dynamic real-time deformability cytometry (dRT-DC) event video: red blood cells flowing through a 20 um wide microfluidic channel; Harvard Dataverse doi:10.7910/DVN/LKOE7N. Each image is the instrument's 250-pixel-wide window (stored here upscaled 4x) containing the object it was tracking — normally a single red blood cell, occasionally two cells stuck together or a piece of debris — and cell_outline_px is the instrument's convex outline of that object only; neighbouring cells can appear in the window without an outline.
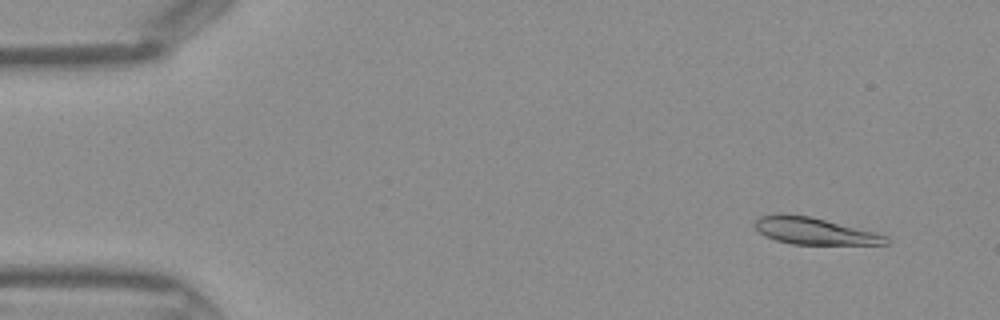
{"species": "Egyptian fruit bat (a non-hibernating species)", "species_latin": "Rousettus aegyptiacus", "temperature_condition": "warm", "stored_images_in_passage": 44, "camera_frame_rate_fps": 3000, "um_per_image_px": 0.085, "frame": {"image": 1, "passage_image": 4, "time_ms": 1.0, "image_size_px": [1000, 320], "cell_outline_px": [[888, 244], [792, 244], [776, 240], [764, 236], [752, 224], [760, 216], [776, 212], [788, 212], [808, 216], [888, 236]], "centroid_in_image_um": [69.1, 19.61], "position_along_channel_um": 15.9, "area_um2": 20.4}}
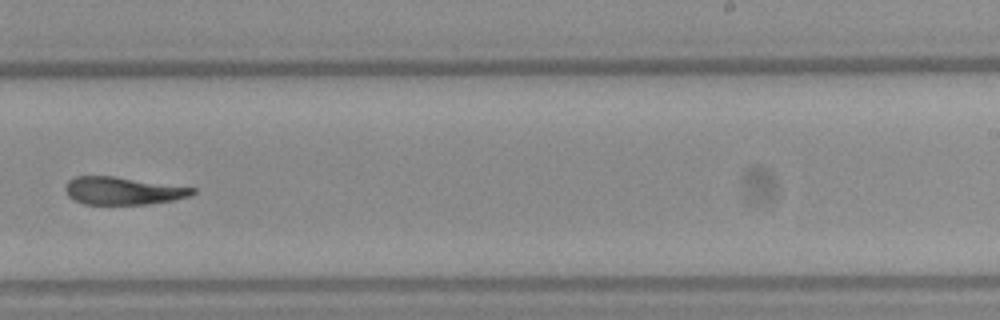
{"frame": {"image": 2, "passage_image": 28, "time_ms": 9.0, "image_size_px": [1000, 320], "cell_outline_px": [[196, 192], [192, 196], [172, 200], [148, 204], [84, 204], [68, 196], [64, 188], [68, 180], [76, 176], [112, 176], [196, 188]], "centroid_in_image_um": [10.45, 16.22], "position_along_channel_um": 278.6, "area_um2": 20.4}}
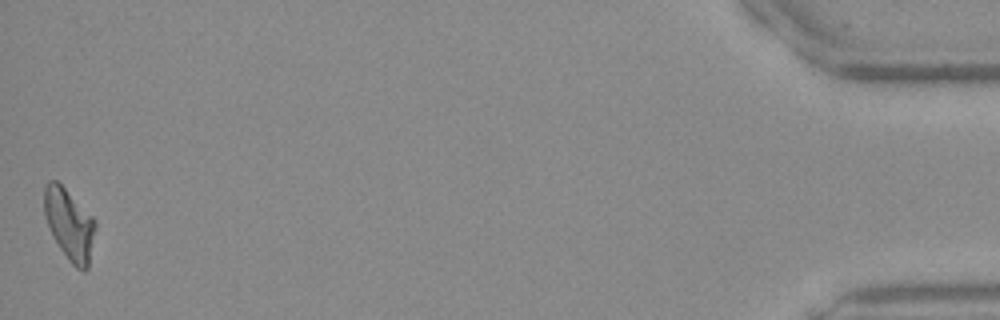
{"frame": {"image": 3, "passage_image": 44, "time_ms": 14.333, "image_size_px": [1000, 320], "cell_outline_px": [[96, 228], [88, 268], [84, 272], [76, 268], [68, 260], [60, 248], [44, 216], [44, 188], [48, 180], [56, 180], [96, 220]], "centroid_in_image_um": [5.91, 19.09], "position_along_channel_um": 429.3, "area_um2": 20.98}}